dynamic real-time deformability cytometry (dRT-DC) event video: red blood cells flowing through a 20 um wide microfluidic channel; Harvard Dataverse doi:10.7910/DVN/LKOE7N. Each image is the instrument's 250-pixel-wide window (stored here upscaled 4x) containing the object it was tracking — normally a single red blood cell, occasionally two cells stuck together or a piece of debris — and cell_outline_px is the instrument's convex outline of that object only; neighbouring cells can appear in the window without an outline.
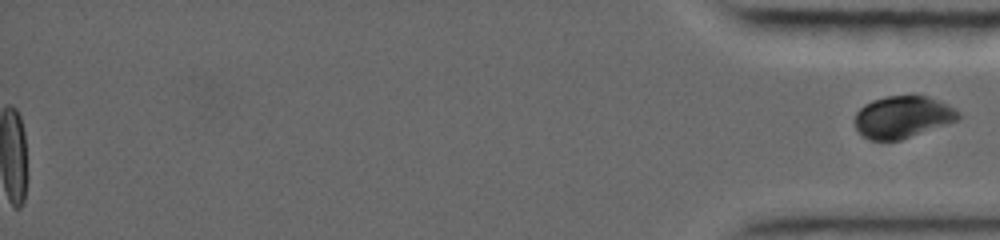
{"species": "common noctule bat (a hibernating species)", "species_latin": "Nyctalus noctula", "temperature_condition": "warm", "stored_images_in_passage": 42, "segment_of_instrument_passage": [2, 2], "camera_frame_rate_fps": 5000, "um_per_image_px": 0.085, "animal": {"sex": "female", "body_mass_g": 19.0, "forearm_length_mm": 56.7}, "frame": {"image": 1, "passage_image": 42, "time_ms": 15.6, "image_size_px": [1000, 240], "cell_outline_px": [[960, 116], [956, 120], [948, 124], [900, 140], [868, 140], [856, 128], [856, 112], [864, 104], [872, 100], [888, 96], [928, 96], [948, 104], [960, 112]], "centroid_in_image_um": [76.73, 9.94], "position_along_channel_um": 358.5, "area_um2": 25.2}}